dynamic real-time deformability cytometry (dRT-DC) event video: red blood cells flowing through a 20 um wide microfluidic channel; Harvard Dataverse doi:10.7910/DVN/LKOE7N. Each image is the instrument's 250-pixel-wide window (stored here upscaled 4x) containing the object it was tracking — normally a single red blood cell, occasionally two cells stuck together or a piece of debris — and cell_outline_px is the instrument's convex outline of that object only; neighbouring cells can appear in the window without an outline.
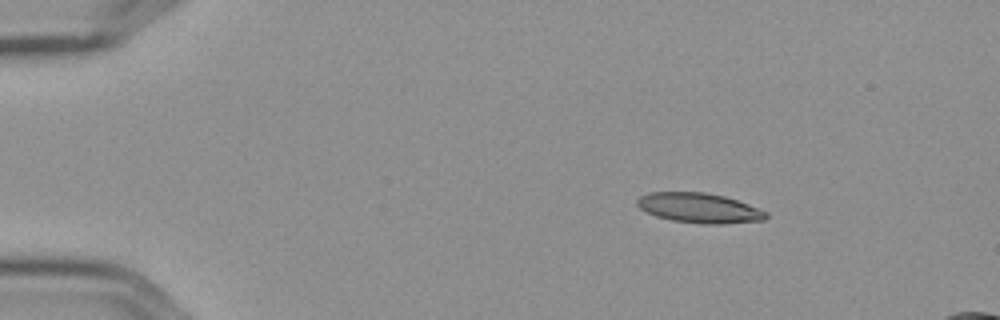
{"species": "Egyptian fruit bat (a non-hibernating species)", "species_latin": "Rousettus aegyptiacus", "temperature_condition": "cold", "stored_images_in_passage": 4, "camera_frame_rate_fps": 3000, "um_per_image_px": 0.085, "frame": {"image": 1, "passage_image": 1, "time_ms": 0.0, "image_size_px": [1000, 320], "cell_outline_px": [[768, 216], [764, 220], [724, 224], [700, 224], [672, 220], [656, 216], [640, 208], [636, 204], [636, 200], [640, 196], [648, 192], [704, 192], [724, 196], [748, 204], [768, 212]], "centroid_in_image_um": [59.43, 17.68], "position_along_channel_um": 25.6, "area_um2": 22.48}}